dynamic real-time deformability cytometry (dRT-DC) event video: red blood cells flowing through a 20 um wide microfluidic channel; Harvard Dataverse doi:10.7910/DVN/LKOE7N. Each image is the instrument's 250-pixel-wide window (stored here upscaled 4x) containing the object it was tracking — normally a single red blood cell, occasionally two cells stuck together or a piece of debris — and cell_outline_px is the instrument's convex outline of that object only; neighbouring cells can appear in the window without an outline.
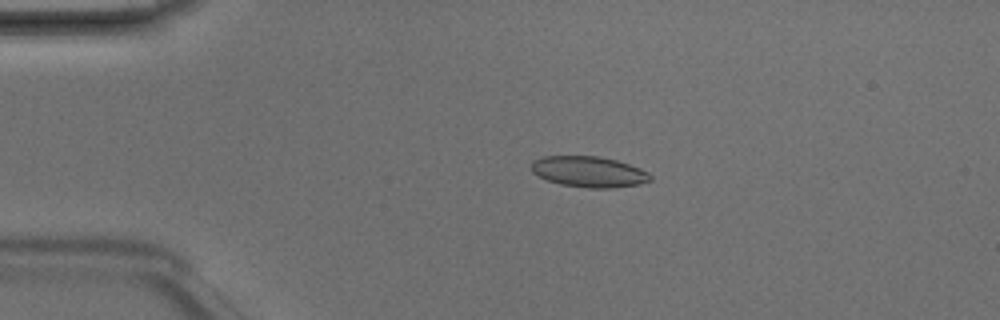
{"species": "Egyptian fruit bat (a non-hibernating species)", "species_latin": "Rousettus aegyptiacus", "temperature_condition": "room temperature", "stored_images_in_passage": 5, "camera_frame_rate_fps": 3000, "um_per_image_px": 0.085, "animal": {"sex": "male"}, "frame": {"image": 1, "passage_image": 3, "time_ms": 0.667, "image_size_px": [1000, 320], "cell_outline_px": [[652, 180], [640, 184], [612, 188], [588, 188], [560, 184], [548, 180], [532, 172], [532, 160], [544, 156], [596, 156], [616, 160], [640, 168], [648, 172], [652, 176]], "centroid_in_image_um": [50.07, 14.6], "position_along_channel_um": 34.9, "area_um2": 21.33}}
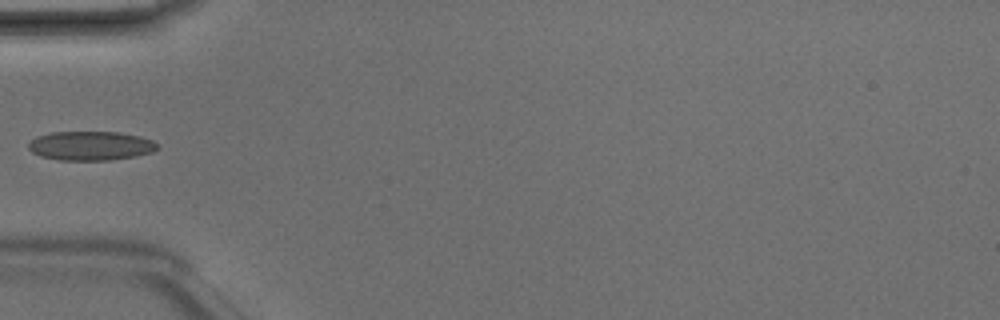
{"frame": {"image": 2, "passage_image": 5, "time_ms": 1.333, "image_size_px": [1000, 320], "cell_outline_px": [[160, 148], [152, 152], [136, 156], [112, 160], [60, 160], [40, 156], [32, 152], [28, 148], [28, 144], [36, 136], [52, 132], [120, 132], [140, 136], [152, 140], [160, 144]], "centroid_in_image_um": [7.74, 12.39], "position_along_channel_um": 77.3, "area_um2": 22.08}}